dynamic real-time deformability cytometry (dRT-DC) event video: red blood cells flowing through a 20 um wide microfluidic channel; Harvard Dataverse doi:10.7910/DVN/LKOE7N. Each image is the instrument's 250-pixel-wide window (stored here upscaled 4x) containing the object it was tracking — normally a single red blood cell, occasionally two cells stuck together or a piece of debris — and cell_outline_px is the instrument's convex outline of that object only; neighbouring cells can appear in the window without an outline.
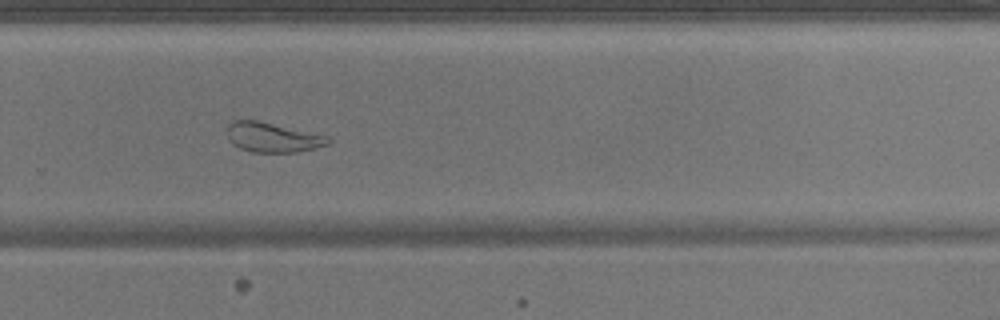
{"species": "common noctule bat (a hibernating species)", "species_latin": "Nyctalus noctula", "temperature_condition": "warm", "stored_images_in_passage": 52, "camera_frame_rate_fps": 3000, "um_per_image_px": 0.085, "animal": {"sex": "male", "body_mass_g": 17.9}, "frame": {"image": 1, "passage_image": 35, "time_ms": 11.333, "image_size_px": [1000, 320], "cell_outline_px": [[332, 140], [328, 144], [296, 152], [252, 152], [240, 148], [232, 144], [228, 140], [228, 124], [232, 120], [256, 120], [328, 136]], "centroid_in_image_um": [23.13, 11.67], "position_along_channel_um": 306.7, "area_um2": 17.28}}
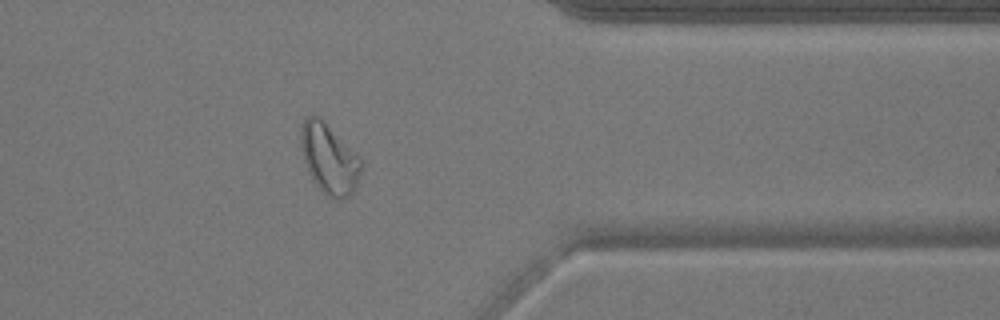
{"frame": {"image": 2, "passage_image": 42, "time_ms": 13.667, "image_size_px": [1000, 320], "cell_outline_px": [[360, 172], [356, 184], [352, 192], [348, 196], [340, 200], [336, 200], [328, 196], [316, 184], [304, 160], [300, 144], [300, 132], [304, 120], [312, 112], [320, 116], [360, 156]], "centroid_in_image_um": [27.97, 13.43], "position_along_channel_um": 383.4, "area_um2": 24.39}}
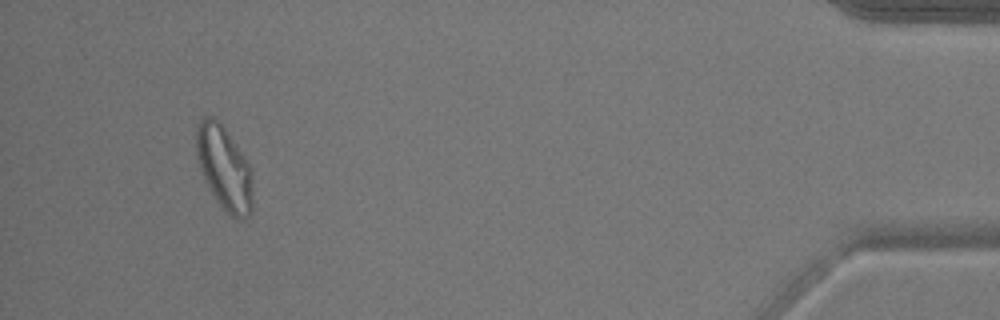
{"frame": {"image": 3, "passage_image": 49, "time_ms": 16.0, "image_size_px": [1000, 320], "cell_outline_px": [[252, 212], [244, 220], [236, 220], [216, 200], [204, 180], [196, 156], [196, 124], [204, 116], [212, 116], [224, 128], [236, 144], [244, 156], [252, 172]], "centroid_in_image_um": [19.05, 14.3], "position_along_channel_um": 416.1, "area_um2": 27.57}, "authors_computed_cell_mechanics": {"area_um2": 24.5361, "velocity_mm_per_s": 3.8426, "shape_relaxation_time_tau1_ms": null, "shape_relaxation_time_tau2_ms": 1.6735, "deformation_change_tau1": null, "deformation_change_tau2": 0.1035}}